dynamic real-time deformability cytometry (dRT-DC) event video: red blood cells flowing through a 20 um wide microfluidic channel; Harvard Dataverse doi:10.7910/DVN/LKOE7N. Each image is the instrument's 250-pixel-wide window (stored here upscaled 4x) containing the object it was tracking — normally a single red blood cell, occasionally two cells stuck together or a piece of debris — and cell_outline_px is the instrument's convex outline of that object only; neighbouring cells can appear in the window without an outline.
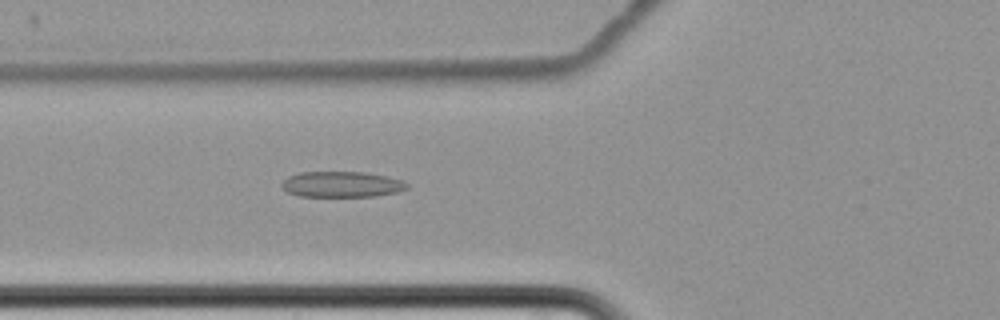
{"species": "common noctule bat (a hibernating species)", "species_latin": "Nyctalus noctula", "temperature_condition": "cold", "stored_images_in_passage": 3, "camera_frame_rate_fps": 3000, "um_per_image_px": 0.085, "animal": {"sex": "female", "body_mass_g": 22.7, "forearm_length_mm": 54.2}, "frame": {"image": 1, "passage_image": 3, "time_ms": 2.333, "image_size_px": [1000, 320], "cell_outline_px": [[408, 188], [396, 192], [376, 196], [300, 196], [288, 192], [280, 184], [288, 176], [300, 172], [364, 172], [388, 176], [404, 180], [408, 184]], "centroid_in_image_um": [29.07, 15.66], "position_along_channel_um": 96.7, "area_um2": 18.79}}